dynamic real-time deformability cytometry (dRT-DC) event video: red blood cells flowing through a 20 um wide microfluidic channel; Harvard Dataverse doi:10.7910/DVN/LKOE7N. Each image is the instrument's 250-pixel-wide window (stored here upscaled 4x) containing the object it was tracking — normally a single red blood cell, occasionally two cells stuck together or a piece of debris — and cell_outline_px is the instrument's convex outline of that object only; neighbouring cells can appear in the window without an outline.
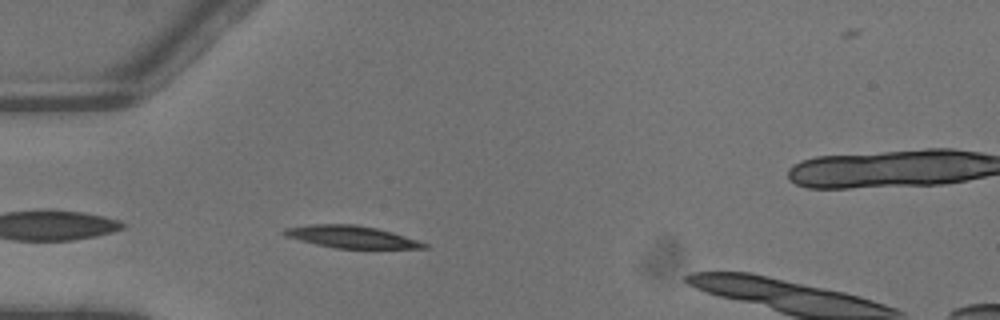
{"species": "common noctule bat (a hibernating species)", "species_latin": "Nyctalus noctula", "temperature_condition": "warm", "stored_images_in_passage": 3, "camera_frame_rate_fps": 3000, "um_per_image_px": 0.085, "animal": {"sex": "male", "body_mass_g": 13.3}, "frame": {"image": 1, "passage_image": 2, "time_ms": 0.333, "image_size_px": [1000, 320], "cell_outline_px": [[428, 248], [336, 248], [316, 244], [300, 240], [288, 236], [280, 232], [284, 228], [308, 224], [356, 224], [376, 228], [392, 232], [428, 244]], "centroid_in_image_um": [29.83, 20.12], "position_along_channel_um": 55.2, "area_um2": 17.86}}